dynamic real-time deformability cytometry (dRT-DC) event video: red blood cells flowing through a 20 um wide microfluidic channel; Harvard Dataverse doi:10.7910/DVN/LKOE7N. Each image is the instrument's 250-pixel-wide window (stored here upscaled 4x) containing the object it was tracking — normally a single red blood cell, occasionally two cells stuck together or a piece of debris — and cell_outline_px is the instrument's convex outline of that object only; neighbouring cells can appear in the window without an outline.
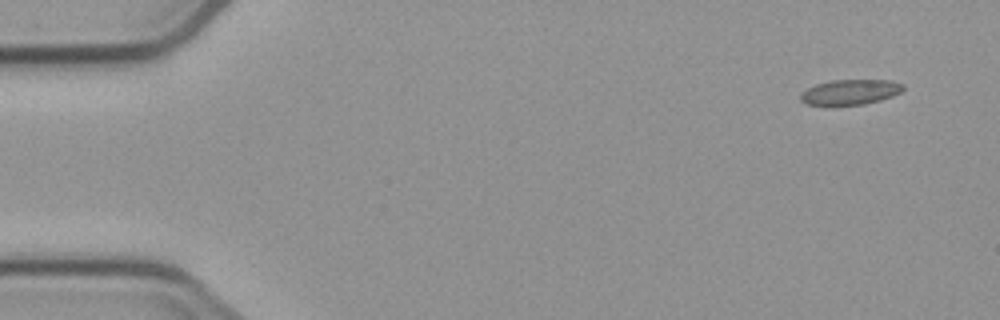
{"species": "common noctule bat (a hibernating species)", "species_latin": "Nyctalus noctula", "temperature_condition": "cold", "stored_images_in_passage": 7, "camera_frame_rate_fps": 3000, "um_per_image_px": 0.085, "animal": {"sex": "male", "body_mass_g": 23.1, "forearm_length_mm": 52.7}, "frame": {"image": 1, "passage_image": 1, "time_ms": 0.0, "image_size_px": [1000, 320], "cell_outline_px": [[904, 88], [900, 92], [892, 96], [880, 100], [864, 104], [832, 108], [804, 104], [800, 100], [800, 96], [808, 88], [816, 84], [832, 80], [888, 80], [904, 84]], "centroid_in_image_um": [72.21, 7.87], "position_along_channel_um": 12.8, "area_um2": 15.61}}
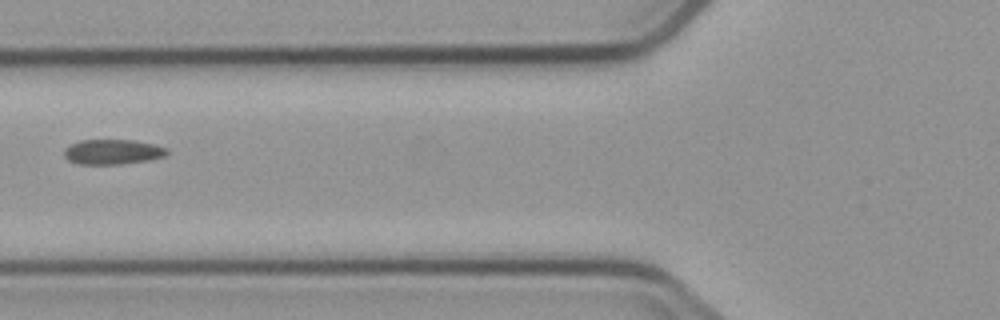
{"frame": {"image": 2, "passage_image": 6, "time_ms": 6.0, "image_size_px": [1000, 320], "cell_outline_px": [[168, 152], [164, 156], [148, 160], [120, 164], [76, 164], [68, 160], [64, 156], [64, 148], [80, 140], [132, 140], [152, 144], [168, 148]], "centroid_in_image_um": [9.54, 12.91], "position_along_channel_um": 116.3, "area_um2": 14.91}}
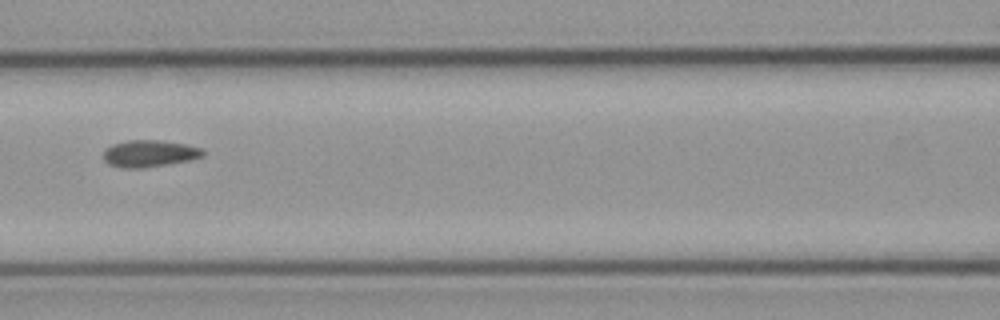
{"frame": {"image": 3, "passage_image": 7, "time_ms": 7.0, "image_size_px": [1000, 320], "cell_outline_px": [[204, 156], [188, 160], [140, 168], [124, 168], [108, 164], [104, 160], [104, 152], [112, 144], [128, 140], [160, 140], [184, 144], [204, 148]], "centroid_in_image_um": [12.71, 13.04], "position_along_channel_um": 153.9, "area_um2": 15.37}}